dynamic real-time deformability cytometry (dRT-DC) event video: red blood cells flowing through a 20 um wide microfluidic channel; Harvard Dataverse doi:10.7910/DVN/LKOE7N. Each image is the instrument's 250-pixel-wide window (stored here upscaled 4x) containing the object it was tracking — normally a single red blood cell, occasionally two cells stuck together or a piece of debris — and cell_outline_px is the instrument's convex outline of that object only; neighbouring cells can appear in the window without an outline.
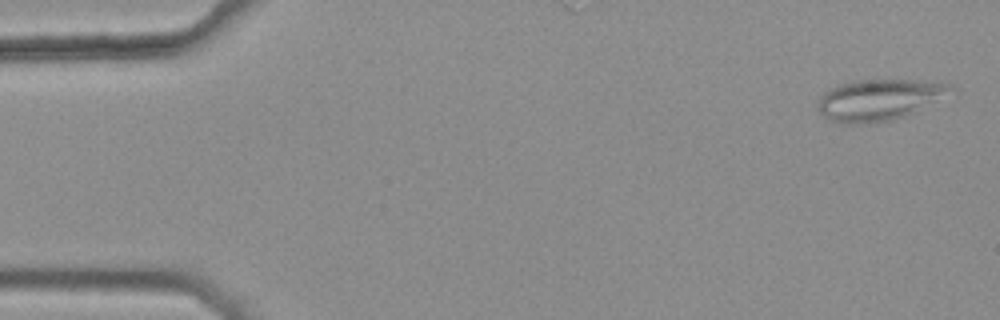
{"species": "common noctule bat (a hibernating species)", "species_latin": "Nyctalus noctula", "temperature_condition": "warm", "stored_images_in_passage": 4, "camera_frame_rate_fps": 3000, "um_per_image_px": 0.085, "animal": {"sex": "female", "body_mass_g": 25.1}, "frame": {"image": 1, "passage_image": 1, "time_ms": 0.0, "image_size_px": [1000, 320], "cell_outline_px": [[956, 88], [912, 112], [904, 116], [892, 120], [872, 124], [844, 124], [828, 120], [816, 108], [816, 104], [820, 96], [828, 88], [840, 84], [860, 80], [948, 80], [956, 84]], "centroid_in_image_um": [74.7, 8.47], "position_along_channel_um": 10.3, "area_um2": 32.19}}